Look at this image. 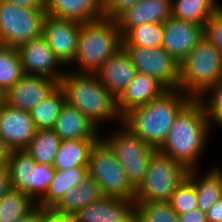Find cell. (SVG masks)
Returning <instances> with one entry per match:
<instances>
[{
    "label": "cell",
    "instance_id": "35",
    "mask_svg": "<svg viewBox=\"0 0 222 222\" xmlns=\"http://www.w3.org/2000/svg\"><path fill=\"white\" fill-rule=\"evenodd\" d=\"M207 94L208 97H206ZM207 98L209 100H206ZM198 99L204 107L211 127H213V123L222 126V82L219 81L210 86Z\"/></svg>",
    "mask_w": 222,
    "mask_h": 222
},
{
    "label": "cell",
    "instance_id": "27",
    "mask_svg": "<svg viewBox=\"0 0 222 222\" xmlns=\"http://www.w3.org/2000/svg\"><path fill=\"white\" fill-rule=\"evenodd\" d=\"M221 6L218 0H171V16L204 27Z\"/></svg>",
    "mask_w": 222,
    "mask_h": 222
},
{
    "label": "cell",
    "instance_id": "11",
    "mask_svg": "<svg viewBox=\"0 0 222 222\" xmlns=\"http://www.w3.org/2000/svg\"><path fill=\"white\" fill-rule=\"evenodd\" d=\"M137 72L150 75L166 89L179 88V63L161 47H124Z\"/></svg>",
    "mask_w": 222,
    "mask_h": 222
},
{
    "label": "cell",
    "instance_id": "21",
    "mask_svg": "<svg viewBox=\"0 0 222 222\" xmlns=\"http://www.w3.org/2000/svg\"><path fill=\"white\" fill-rule=\"evenodd\" d=\"M61 140L99 139L100 130L77 108L65 103L53 127Z\"/></svg>",
    "mask_w": 222,
    "mask_h": 222
},
{
    "label": "cell",
    "instance_id": "2",
    "mask_svg": "<svg viewBox=\"0 0 222 222\" xmlns=\"http://www.w3.org/2000/svg\"><path fill=\"white\" fill-rule=\"evenodd\" d=\"M193 98L181 89H166L150 103L131 109L122 123L155 149L166 139L176 116Z\"/></svg>",
    "mask_w": 222,
    "mask_h": 222
},
{
    "label": "cell",
    "instance_id": "1",
    "mask_svg": "<svg viewBox=\"0 0 222 222\" xmlns=\"http://www.w3.org/2000/svg\"><path fill=\"white\" fill-rule=\"evenodd\" d=\"M210 130L211 124L202 103L199 99H192L176 116L158 150L184 164L189 170H198V162L211 135Z\"/></svg>",
    "mask_w": 222,
    "mask_h": 222
},
{
    "label": "cell",
    "instance_id": "37",
    "mask_svg": "<svg viewBox=\"0 0 222 222\" xmlns=\"http://www.w3.org/2000/svg\"><path fill=\"white\" fill-rule=\"evenodd\" d=\"M139 0H103V18L117 19Z\"/></svg>",
    "mask_w": 222,
    "mask_h": 222
},
{
    "label": "cell",
    "instance_id": "45",
    "mask_svg": "<svg viewBox=\"0 0 222 222\" xmlns=\"http://www.w3.org/2000/svg\"><path fill=\"white\" fill-rule=\"evenodd\" d=\"M5 102V92L3 89L0 87V104Z\"/></svg>",
    "mask_w": 222,
    "mask_h": 222
},
{
    "label": "cell",
    "instance_id": "22",
    "mask_svg": "<svg viewBox=\"0 0 222 222\" xmlns=\"http://www.w3.org/2000/svg\"><path fill=\"white\" fill-rule=\"evenodd\" d=\"M46 13L80 23L94 21L103 17V0H46Z\"/></svg>",
    "mask_w": 222,
    "mask_h": 222
},
{
    "label": "cell",
    "instance_id": "29",
    "mask_svg": "<svg viewBox=\"0 0 222 222\" xmlns=\"http://www.w3.org/2000/svg\"><path fill=\"white\" fill-rule=\"evenodd\" d=\"M61 141L53 129L37 130L25 150L36 163L53 165Z\"/></svg>",
    "mask_w": 222,
    "mask_h": 222
},
{
    "label": "cell",
    "instance_id": "5",
    "mask_svg": "<svg viewBox=\"0 0 222 222\" xmlns=\"http://www.w3.org/2000/svg\"><path fill=\"white\" fill-rule=\"evenodd\" d=\"M222 79V56L206 36L179 63V89L198 99Z\"/></svg>",
    "mask_w": 222,
    "mask_h": 222
},
{
    "label": "cell",
    "instance_id": "31",
    "mask_svg": "<svg viewBox=\"0 0 222 222\" xmlns=\"http://www.w3.org/2000/svg\"><path fill=\"white\" fill-rule=\"evenodd\" d=\"M163 23H145L131 28L123 37V47H161Z\"/></svg>",
    "mask_w": 222,
    "mask_h": 222
},
{
    "label": "cell",
    "instance_id": "40",
    "mask_svg": "<svg viewBox=\"0 0 222 222\" xmlns=\"http://www.w3.org/2000/svg\"><path fill=\"white\" fill-rule=\"evenodd\" d=\"M0 1L10 2L21 7L46 10V0H0Z\"/></svg>",
    "mask_w": 222,
    "mask_h": 222
},
{
    "label": "cell",
    "instance_id": "32",
    "mask_svg": "<svg viewBox=\"0 0 222 222\" xmlns=\"http://www.w3.org/2000/svg\"><path fill=\"white\" fill-rule=\"evenodd\" d=\"M24 75L17 48L0 44V87L6 92Z\"/></svg>",
    "mask_w": 222,
    "mask_h": 222
},
{
    "label": "cell",
    "instance_id": "36",
    "mask_svg": "<svg viewBox=\"0 0 222 222\" xmlns=\"http://www.w3.org/2000/svg\"><path fill=\"white\" fill-rule=\"evenodd\" d=\"M204 36L215 45L222 56V6L207 20Z\"/></svg>",
    "mask_w": 222,
    "mask_h": 222
},
{
    "label": "cell",
    "instance_id": "33",
    "mask_svg": "<svg viewBox=\"0 0 222 222\" xmlns=\"http://www.w3.org/2000/svg\"><path fill=\"white\" fill-rule=\"evenodd\" d=\"M134 222H179L168 201L135 202Z\"/></svg>",
    "mask_w": 222,
    "mask_h": 222
},
{
    "label": "cell",
    "instance_id": "18",
    "mask_svg": "<svg viewBox=\"0 0 222 222\" xmlns=\"http://www.w3.org/2000/svg\"><path fill=\"white\" fill-rule=\"evenodd\" d=\"M137 70L124 47L109 57L95 75L118 98L134 79Z\"/></svg>",
    "mask_w": 222,
    "mask_h": 222
},
{
    "label": "cell",
    "instance_id": "3",
    "mask_svg": "<svg viewBox=\"0 0 222 222\" xmlns=\"http://www.w3.org/2000/svg\"><path fill=\"white\" fill-rule=\"evenodd\" d=\"M65 68L59 86L64 91L66 103L77 108L98 129L105 121H120L117 98L109 92L95 74L74 73ZM100 126V127H99Z\"/></svg>",
    "mask_w": 222,
    "mask_h": 222
},
{
    "label": "cell",
    "instance_id": "28",
    "mask_svg": "<svg viewBox=\"0 0 222 222\" xmlns=\"http://www.w3.org/2000/svg\"><path fill=\"white\" fill-rule=\"evenodd\" d=\"M66 103L64 91L58 86L49 96L38 103L31 111L37 130L53 129L61 109Z\"/></svg>",
    "mask_w": 222,
    "mask_h": 222
},
{
    "label": "cell",
    "instance_id": "30",
    "mask_svg": "<svg viewBox=\"0 0 222 222\" xmlns=\"http://www.w3.org/2000/svg\"><path fill=\"white\" fill-rule=\"evenodd\" d=\"M37 206V202L25 192L10 189L0 199V222H15Z\"/></svg>",
    "mask_w": 222,
    "mask_h": 222
},
{
    "label": "cell",
    "instance_id": "43",
    "mask_svg": "<svg viewBox=\"0 0 222 222\" xmlns=\"http://www.w3.org/2000/svg\"><path fill=\"white\" fill-rule=\"evenodd\" d=\"M43 217V208L37 206L33 211H31L26 216L18 219L15 222H41Z\"/></svg>",
    "mask_w": 222,
    "mask_h": 222
},
{
    "label": "cell",
    "instance_id": "8",
    "mask_svg": "<svg viewBox=\"0 0 222 222\" xmlns=\"http://www.w3.org/2000/svg\"><path fill=\"white\" fill-rule=\"evenodd\" d=\"M120 124L121 129H117V132L101 138L114 152L130 184L137 189L144 181L147 165L155 148L136 136L122 122Z\"/></svg>",
    "mask_w": 222,
    "mask_h": 222
},
{
    "label": "cell",
    "instance_id": "41",
    "mask_svg": "<svg viewBox=\"0 0 222 222\" xmlns=\"http://www.w3.org/2000/svg\"><path fill=\"white\" fill-rule=\"evenodd\" d=\"M11 189L8 166L0 167V199Z\"/></svg>",
    "mask_w": 222,
    "mask_h": 222
},
{
    "label": "cell",
    "instance_id": "7",
    "mask_svg": "<svg viewBox=\"0 0 222 222\" xmlns=\"http://www.w3.org/2000/svg\"><path fill=\"white\" fill-rule=\"evenodd\" d=\"M87 170L100 185L104 196L135 200L136 189L128 181L112 149L101 137L90 151Z\"/></svg>",
    "mask_w": 222,
    "mask_h": 222
},
{
    "label": "cell",
    "instance_id": "14",
    "mask_svg": "<svg viewBox=\"0 0 222 222\" xmlns=\"http://www.w3.org/2000/svg\"><path fill=\"white\" fill-rule=\"evenodd\" d=\"M36 132L29 111L0 104V138L10 150L26 149Z\"/></svg>",
    "mask_w": 222,
    "mask_h": 222
},
{
    "label": "cell",
    "instance_id": "20",
    "mask_svg": "<svg viewBox=\"0 0 222 222\" xmlns=\"http://www.w3.org/2000/svg\"><path fill=\"white\" fill-rule=\"evenodd\" d=\"M166 88L150 75L137 72L134 79L117 98V108L123 117L131 109L150 103Z\"/></svg>",
    "mask_w": 222,
    "mask_h": 222
},
{
    "label": "cell",
    "instance_id": "34",
    "mask_svg": "<svg viewBox=\"0 0 222 222\" xmlns=\"http://www.w3.org/2000/svg\"><path fill=\"white\" fill-rule=\"evenodd\" d=\"M177 214L190 212L198 208L197 194L194 184L186 178L173 192L168 201Z\"/></svg>",
    "mask_w": 222,
    "mask_h": 222
},
{
    "label": "cell",
    "instance_id": "12",
    "mask_svg": "<svg viewBox=\"0 0 222 222\" xmlns=\"http://www.w3.org/2000/svg\"><path fill=\"white\" fill-rule=\"evenodd\" d=\"M80 28L81 23L78 21L55 17L47 13L43 19L42 35L46 38L56 58L65 67H69L75 60Z\"/></svg>",
    "mask_w": 222,
    "mask_h": 222
},
{
    "label": "cell",
    "instance_id": "13",
    "mask_svg": "<svg viewBox=\"0 0 222 222\" xmlns=\"http://www.w3.org/2000/svg\"><path fill=\"white\" fill-rule=\"evenodd\" d=\"M17 50L24 74L46 76L58 81L64 75V68L59 67L63 65L43 35L20 44Z\"/></svg>",
    "mask_w": 222,
    "mask_h": 222
},
{
    "label": "cell",
    "instance_id": "24",
    "mask_svg": "<svg viewBox=\"0 0 222 222\" xmlns=\"http://www.w3.org/2000/svg\"><path fill=\"white\" fill-rule=\"evenodd\" d=\"M208 171L201 175L197 169H192L187 176L195 186L198 208L205 213L222 198V168L216 165Z\"/></svg>",
    "mask_w": 222,
    "mask_h": 222
},
{
    "label": "cell",
    "instance_id": "16",
    "mask_svg": "<svg viewBox=\"0 0 222 222\" xmlns=\"http://www.w3.org/2000/svg\"><path fill=\"white\" fill-rule=\"evenodd\" d=\"M59 81L46 76L27 75L5 92V103L9 106L31 111L57 87Z\"/></svg>",
    "mask_w": 222,
    "mask_h": 222
},
{
    "label": "cell",
    "instance_id": "19",
    "mask_svg": "<svg viewBox=\"0 0 222 222\" xmlns=\"http://www.w3.org/2000/svg\"><path fill=\"white\" fill-rule=\"evenodd\" d=\"M171 17V0H139L116 20L122 37L145 23H164Z\"/></svg>",
    "mask_w": 222,
    "mask_h": 222
},
{
    "label": "cell",
    "instance_id": "10",
    "mask_svg": "<svg viewBox=\"0 0 222 222\" xmlns=\"http://www.w3.org/2000/svg\"><path fill=\"white\" fill-rule=\"evenodd\" d=\"M8 169L11 189L25 192L38 202L48 191L55 168L36 163L25 150H10Z\"/></svg>",
    "mask_w": 222,
    "mask_h": 222
},
{
    "label": "cell",
    "instance_id": "17",
    "mask_svg": "<svg viewBox=\"0 0 222 222\" xmlns=\"http://www.w3.org/2000/svg\"><path fill=\"white\" fill-rule=\"evenodd\" d=\"M78 222H134L135 202L104 196L75 214Z\"/></svg>",
    "mask_w": 222,
    "mask_h": 222
},
{
    "label": "cell",
    "instance_id": "39",
    "mask_svg": "<svg viewBox=\"0 0 222 222\" xmlns=\"http://www.w3.org/2000/svg\"><path fill=\"white\" fill-rule=\"evenodd\" d=\"M179 222H207L206 213L196 208L190 212L178 214Z\"/></svg>",
    "mask_w": 222,
    "mask_h": 222
},
{
    "label": "cell",
    "instance_id": "38",
    "mask_svg": "<svg viewBox=\"0 0 222 222\" xmlns=\"http://www.w3.org/2000/svg\"><path fill=\"white\" fill-rule=\"evenodd\" d=\"M41 222H78L73 214L56 212L53 208H43Z\"/></svg>",
    "mask_w": 222,
    "mask_h": 222
},
{
    "label": "cell",
    "instance_id": "4",
    "mask_svg": "<svg viewBox=\"0 0 222 222\" xmlns=\"http://www.w3.org/2000/svg\"><path fill=\"white\" fill-rule=\"evenodd\" d=\"M122 47V34L117 20L102 17L81 22L77 53L72 64L77 70L74 69L73 72L95 74Z\"/></svg>",
    "mask_w": 222,
    "mask_h": 222
},
{
    "label": "cell",
    "instance_id": "15",
    "mask_svg": "<svg viewBox=\"0 0 222 222\" xmlns=\"http://www.w3.org/2000/svg\"><path fill=\"white\" fill-rule=\"evenodd\" d=\"M162 47L178 63L194 49L204 36V27L173 16L163 23Z\"/></svg>",
    "mask_w": 222,
    "mask_h": 222
},
{
    "label": "cell",
    "instance_id": "42",
    "mask_svg": "<svg viewBox=\"0 0 222 222\" xmlns=\"http://www.w3.org/2000/svg\"><path fill=\"white\" fill-rule=\"evenodd\" d=\"M206 216L207 222H222V198L206 212Z\"/></svg>",
    "mask_w": 222,
    "mask_h": 222
},
{
    "label": "cell",
    "instance_id": "6",
    "mask_svg": "<svg viewBox=\"0 0 222 222\" xmlns=\"http://www.w3.org/2000/svg\"><path fill=\"white\" fill-rule=\"evenodd\" d=\"M188 173L189 169L184 164L155 149L149 159L144 181L136 189L134 202L169 201Z\"/></svg>",
    "mask_w": 222,
    "mask_h": 222
},
{
    "label": "cell",
    "instance_id": "44",
    "mask_svg": "<svg viewBox=\"0 0 222 222\" xmlns=\"http://www.w3.org/2000/svg\"><path fill=\"white\" fill-rule=\"evenodd\" d=\"M10 149L5 142L0 138V167L8 166Z\"/></svg>",
    "mask_w": 222,
    "mask_h": 222
},
{
    "label": "cell",
    "instance_id": "9",
    "mask_svg": "<svg viewBox=\"0 0 222 222\" xmlns=\"http://www.w3.org/2000/svg\"><path fill=\"white\" fill-rule=\"evenodd\" d=\"M46 10L0 1V44L17 48L42 35Z\"/></svg>",
    "mask_w": 222,
    "mask_h": 222
},
{
    "label": "cell",
    "instance_id": "23",
    "mask_svg": "<svg viewBox=\"0 0 222 222\" xmlns=\"http://www.w3.org/2000/svg\"><path fill=\"white\" fill-rule=\"evenodd\" d=\"M103 197L100 185L90 174H87L76 187L62 197L53 209L59 213L75 215L84 206Z\"/></svg>",
    "mask_w": 222,
    "mask_h": 222
},
{
    "label": "cell",
    "instance_id": "25",
    "mask_svg": "<svg viewBox=\"0 0 222 222\" xmlns=\"http://www.w3.org/2000/svg\"><path fill=\"white\" fill-rule=\"evenodd\" d=\"M87 174V166H75L64 170H55L48 191L37 202V205L42 208H53L62 197L76 187Z\"/></svg>",
    "mask_w": 222,
    "mask_h": 222
},
{
    "label": "cell",
    "instance_id": "26",
    "mask_svg": "<svg viewBox=\"0 0 222 222\" xmlns=\"http://www.w3.org/2000/svg\"><path fill=\"white\" fill-rule=\"evenodd\" d=\"M97 140H62L52 166L55 170H64L75 166H88L90 151Z\"/></svg>",
    "mask_w": 222,
    "mask_h": 222
}]
</instances>
